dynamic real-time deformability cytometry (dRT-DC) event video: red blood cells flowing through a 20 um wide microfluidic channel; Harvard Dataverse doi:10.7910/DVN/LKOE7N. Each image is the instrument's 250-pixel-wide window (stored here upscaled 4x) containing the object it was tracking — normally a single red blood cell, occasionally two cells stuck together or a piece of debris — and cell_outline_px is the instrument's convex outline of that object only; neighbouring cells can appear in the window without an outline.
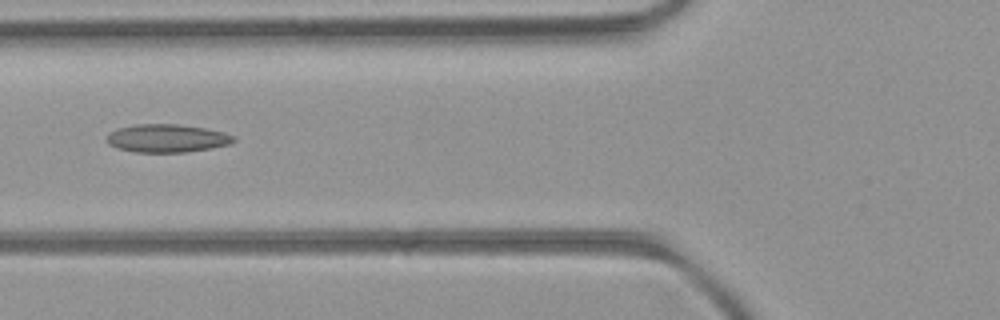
{"species": "common noctule bat (a hibernating species)", "species_latin": "Nyctalus noctula", "temperature_condition": "room temperature", "stored_images_in_passage": 19, "camera_frame_rate_fps": 3000, "um_per_image_px": 0.085, "animal": {"sex": "female", "body_mass_g": 21.9}, "frame": {"image": 1, "passage_image": 4, "time_ms": 1.0, "image_size_px": [1000, 320], "cell_outline_px": [[236, 140], [228, 144], [212, 148], [184, 152], [136, 152], [120, 148], [108, 144], [108, 132], [120, 128], [136, 124], [176, 124], [204, 128], [224, 132], [236, 136]], "centroid_in_image_um": [14.22, 11.75], "position_along_channel_um": 111.6, "area_um2": 20.58}}